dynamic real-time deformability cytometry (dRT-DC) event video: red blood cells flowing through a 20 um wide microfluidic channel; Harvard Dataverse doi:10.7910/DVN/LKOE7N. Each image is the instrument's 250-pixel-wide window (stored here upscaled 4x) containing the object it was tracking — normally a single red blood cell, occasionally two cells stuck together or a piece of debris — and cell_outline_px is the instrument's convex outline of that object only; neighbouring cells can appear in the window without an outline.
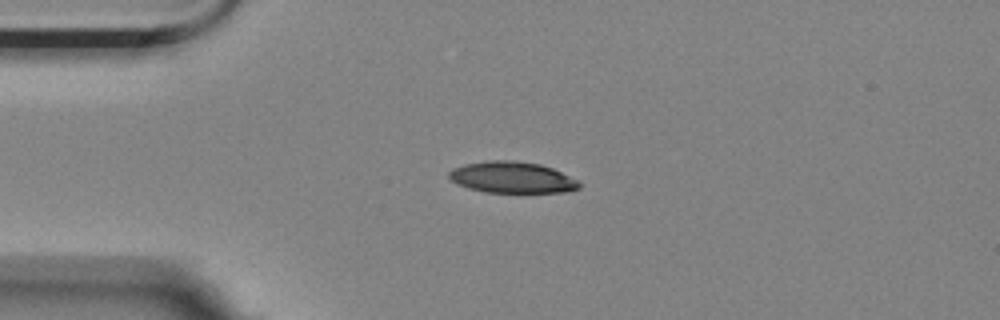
{"species": "Egyptian fruit bat (a non-hibernating species)", "species_latin": "Rousettus aegyptiacus", "temperature_condition": "room temperature", "stored_images_in_passage": 44, "camera_frame_rate_fps": 3000, "um_per_image_px": 0.085, "animal": {"sex": "female"}, "frame": {"image": 1, "passage_image": 1, "time_ms": 0.0, "image_size_px": [1000, 320], "cell_outline_px": [[580, 188], [568, 192], [484, 192], [468, 188], [452, 180], [448, 176], [448, 172], [452, 168], [464, 164], [488, 160], [516, 160], [540, 164], [552, 168], [580, 180]], "centroid_in_image_um": [43.56, 15.07], "position_along_channel_um": 41.4, "area_um2": 23.93}}
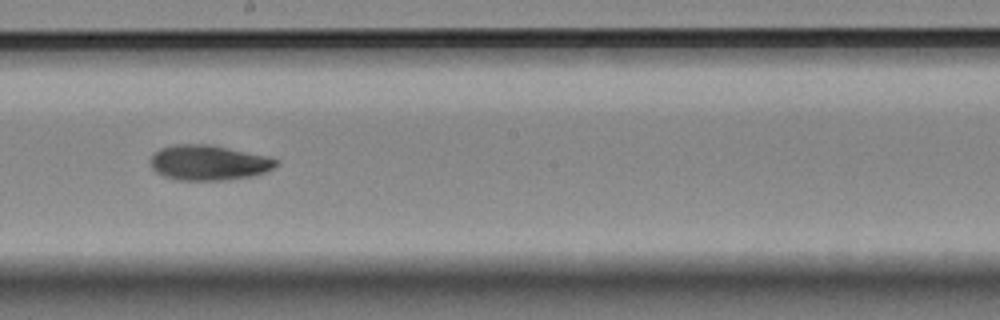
{"frame": {"image": 2, "passage_image": 19, "time_ms": 6.0, "image_size_px": [1000, 320], "cell_outline_px": [[276, 164], [272, 168], [264, 172], [252, 176], [228, 180], [176, 180], [164, 176], [156, 172], [152, 168], [152, 156], [160, 148], [176, 144], [208, 144], [264, 156], [276, 160]], "centroid_in_image_um": [17.68, 13.84], "position_along_channel_um": 230.5, "area_um2": 25.26}}
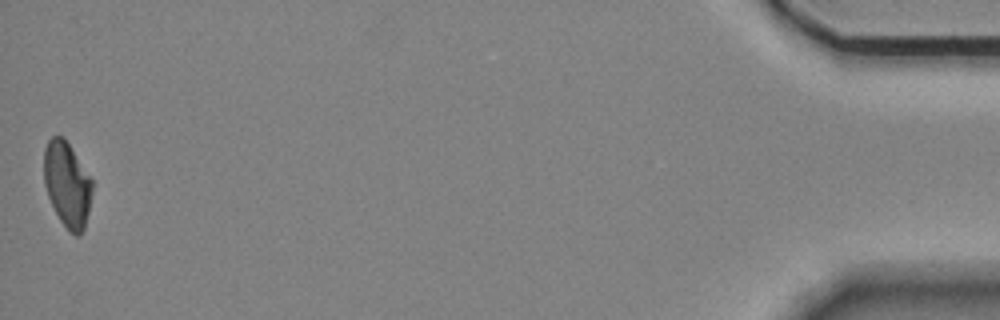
{"frame": {"image": 3, "passage_image": 44, "time_ms": 14.333, "image_size_px": [1000, 320], "cell_outline_px": [[92, 192], [88, 212], [84, 228], [80, 236], [76, 236], [68, 232], [60, 220], [48, 196], [44, 184], [44, 148], [48, 140], [52, 136], [64, 136], [92, 180]], "centroid_in_image_um": [5.7, 15.67], "position_along_channel_um": 429.5, "area_um2": 23.93}, "authors_computed_cell_mechanics": {"area_um2": 25.1141, "velocity_mm_per_s": 3.5095, "shape_relaxation_time_tau1_ms": 4.9996, "shape_relaxation_time_tau2_ms": 4.3153, "deformation_change_tau1": 0.1455, "deformation_change_tau2": 0.096}}